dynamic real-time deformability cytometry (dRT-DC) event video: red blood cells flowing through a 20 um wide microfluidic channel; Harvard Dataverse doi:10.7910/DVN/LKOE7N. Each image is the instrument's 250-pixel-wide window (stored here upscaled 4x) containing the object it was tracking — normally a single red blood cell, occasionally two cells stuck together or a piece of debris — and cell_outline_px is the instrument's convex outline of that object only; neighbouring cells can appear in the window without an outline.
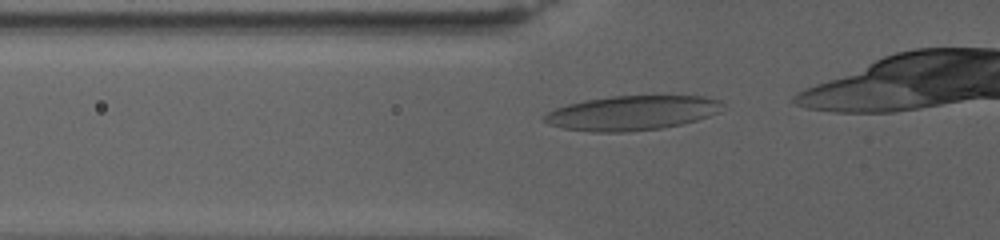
{"species": "human", "species_latin": "Homo sapiens", "temperature_condition": "warm", "stored_images_in_passage": 41, "camera_frame_rate_fps": 3000, "um_per_image_px": 0.085, "donor": {"sex": "female"}, "frame": {"image": 1, "passage_image": 5, "time_ms": 1.333, "image_size_px": [1000, 240], "cell_outline_px": [[724, 104], [720, 112], [696, 120], [680, 124], [660, 128], [628, 132], [592, 132], [560, 128], [548, 124], [540, 120], [548, 112], [556, 108], [568, 104], [584, 100], [612, 96], [704, 96], [720, 100]], "centroid_in_image_um": [53.69, 9.6], "position_along_channel_um": 72.1, "area_um2": 36.01}}
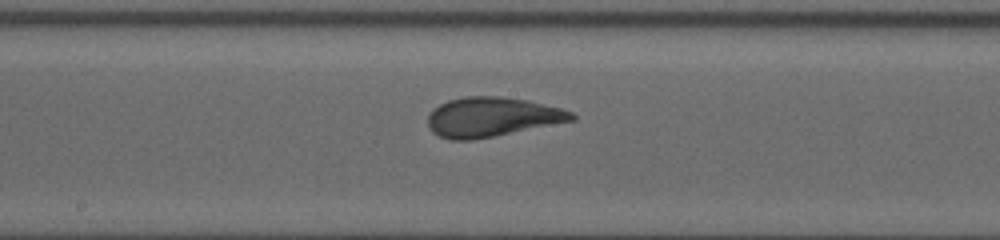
{"frame": {"image": 2, "passage_image": 20, "time_ms": 6.333, "image_size_px": [1000, 240], "cell_outline_px": [[576, 120], [472, 140], [452, 140], [440, 136], [432, 132], [428, 124], [428, 116], [432, 108], [448, 100], [464, 96], [500, 96], [528, 100], [560, 108], [572, 112], [576, 116]], "centroid_in_image_um": [41.8, 9.93], "position_along_channel_um": 206.4, "area_um2": 33.06}}
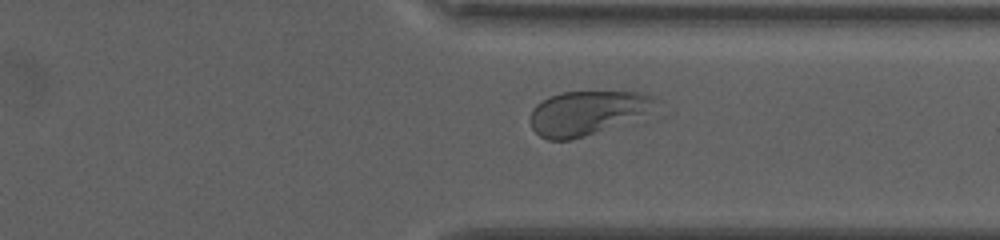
{"frame": {"image": 3, "passage_image": 37, "time_ms": 12.0, "image_size_px": [1000, 240], "cell_outline_px": [[652, 100], [640, 112], [584, 136], [572, 140], [548, 140], [540, 136], [532, 128], [532, 108], [536, 104], [552, 96], [564, 92], [636, 92], [652, 96]], "centroid_in_image_um": [49.64, 9.59], "position_along_channel_um": 361.8, "area_um2": 29.71}}